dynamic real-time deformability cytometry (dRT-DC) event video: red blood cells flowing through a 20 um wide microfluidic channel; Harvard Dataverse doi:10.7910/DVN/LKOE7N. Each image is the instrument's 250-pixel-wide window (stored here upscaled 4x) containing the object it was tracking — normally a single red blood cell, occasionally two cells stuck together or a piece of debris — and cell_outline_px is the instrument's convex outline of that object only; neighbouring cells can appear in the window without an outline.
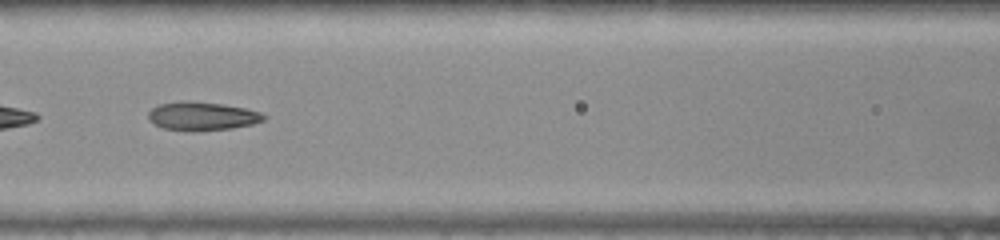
{"species": "common noctule bat (a hibernating species)", "species_latin": "Nyctalus noctula", "temperature_condition": "warm", "stored_images_in_passage": 34, "camera_frame_rate_fps": 3000, "um_per_image_px": 0.085, "animal": {"sex": "female", "body_mass_g": 22.0, "forearm_length_mm": 56.7}, "frame": {"image": 1, "passage_image": 10, "time_ms": 3.0, "image_size_px": [1000, 240], "cell_outline_px": [[268, 116], [264, 120], [252, 124], [232, 128], [192, 132], [164, 128], [148, 120], [148, 112], [152, 108], [160, 104], [220, 104], [244, 108], [260, 112]], "centroid_in_image_um": [17.23, 9.93], "position_along_channel_um": 149.4, "area_um2": 18.32}, "authors_computed_cell_mechanics": {"area_um2": 18.5827, "velocity_mm_per_s": 3.9293, "shape_relaxation_time_tau1_ms": null, "shape_relaxation_time_tau2_ms": 2.1598, "deformation_change_tau1": null, "deformation_change_tau2": 0.0955}}